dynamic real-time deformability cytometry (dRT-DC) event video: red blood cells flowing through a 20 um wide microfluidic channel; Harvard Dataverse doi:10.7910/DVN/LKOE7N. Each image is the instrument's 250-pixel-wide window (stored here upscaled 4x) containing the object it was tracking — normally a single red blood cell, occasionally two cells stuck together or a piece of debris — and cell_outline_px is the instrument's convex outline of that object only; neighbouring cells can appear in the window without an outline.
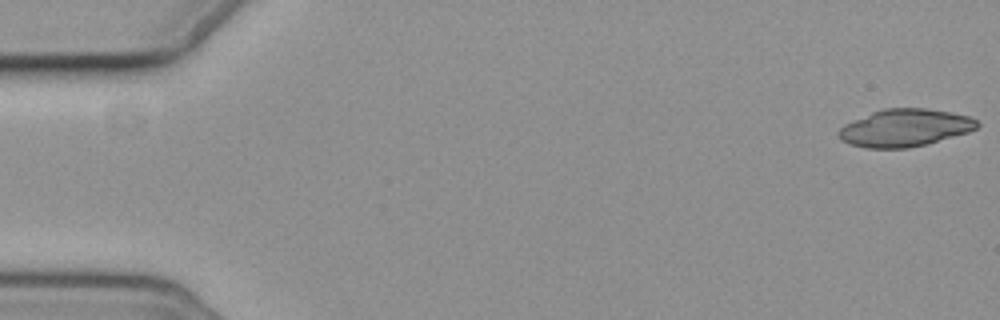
{"species": "common noctule bat (a hibernating species)", "species_latin": "Nyctalus noctula", "temperature_condition": "cold", "stored_images_in_passage": 3, "camera_frame_rate_fps": 3000, "um_per_image_px": 0.085, "animal": {"sex": "female", "body_mass_g": 19.3, "forearm_length_mm": 54.1}, "frame": {"image": 1, "passage_image": 1, "time_ms": 0.0, "image_size_px": [1000, 320], "cell_outline_px": [[980, 124], [976, 128], [968, 132], [928, 144], [908, 148], [864, 148], [848, 144], [840, 140], [836, 132], [844, 124], [872, 112], [884, 108], [924, 108], [972, 116]], "centroid_in_image_um": [76.88, 10.88], "position_along_channel_um": 8.1, "area_um2": 30.4}}